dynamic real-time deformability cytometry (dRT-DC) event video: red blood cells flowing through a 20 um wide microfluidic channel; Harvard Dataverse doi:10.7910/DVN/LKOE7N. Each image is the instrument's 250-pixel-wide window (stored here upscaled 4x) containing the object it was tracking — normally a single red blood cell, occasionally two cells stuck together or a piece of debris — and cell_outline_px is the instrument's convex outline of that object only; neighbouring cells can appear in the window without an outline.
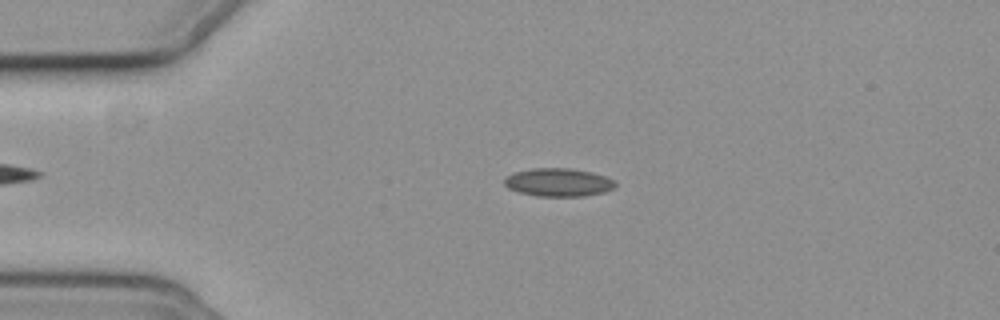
{"species": "common noctule bat (a hibernating species)", "species_latin": "Nyctalus noctula", "temperature_condition": "cold", "stored_images_in_passage": 48, "camera_frame_rate_fps": 3000, "um_per_image_px": 0.085, "animal": {"sex": "female", "body_mass_g": 19.3, "forearm_length_mm": 54.1}, "frame": {"image": 1, "passage_image": 4, "time_ms": 1.0, "image_size_px": [1000, 320], "cell_outline_px": [[616, 184], [612, 188], [604, 192], [584, 196], [536, 196], [520, 192], [508, 188], [504, 184], [504, 180], [512, 172], [532, 168], [568, 168], [592, 172], [616, 180]], "centroid_in_image_um": [47.45, 15.49], "position_along_channel_um": 37.5, "area_um2": 18.21}}
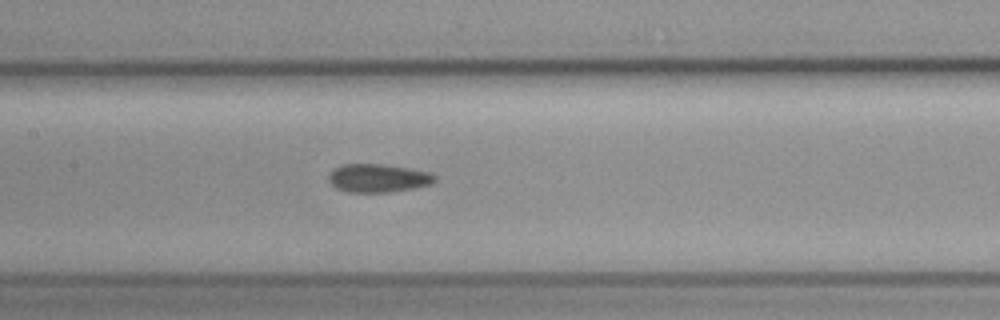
{"frame": {"image": 2, "passage_image": 18, "time_ms": 5.667, "image_size_px": [1000, 320], "cell_outline_px": [[436, 180], [432, 184], [412, 188], [388, 192], [348, 192], [336, 188], [328, 180], [328, 176], [332, 168], [340, 164], [384, 164], [432, 172], [436, 176]], "centroid_in_image_um": [32.12, 15.12], "position_along_channel_um": 175.3, "area_um2": 17.69}}
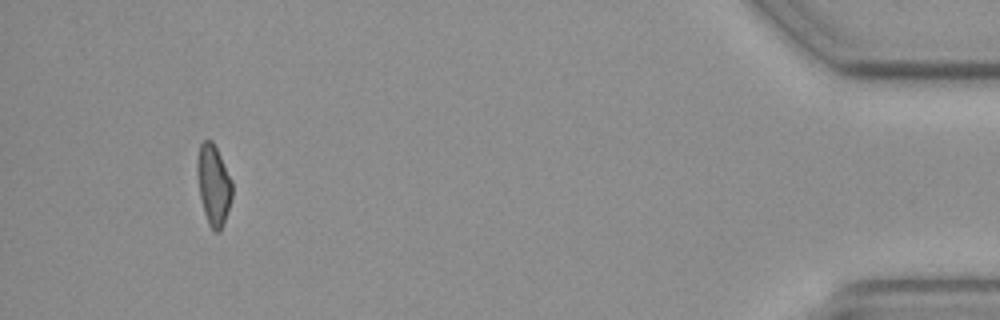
{"frame": {"image": 3, "passage_image": 44, "time_ms": 14.333, "image_size_px": [1000, 320], "cell_outline_px": [[232, 196], [220, 232], [216, 232], [208, 224], [204, 212], [200, 196], [196, 172], [196, 160], [200, 144], [204, 140], [212, 140], [232, 180]], "centroid_in_image_um": [18.13, 15.69], "position_along_channel_um": 417.1, "area_um2": 16.24}, "authors_computed_cell_mechanics": {"area_um2": 17.1955, "velocity_mm_per_s": 3.6717, "shape_relaxation_time_tau1_ms": null, "shape_relaxation_time_tau2_ms": 3.0275, "deformation_change_tau1": null, "deformation_change_tau2": 0.095}}